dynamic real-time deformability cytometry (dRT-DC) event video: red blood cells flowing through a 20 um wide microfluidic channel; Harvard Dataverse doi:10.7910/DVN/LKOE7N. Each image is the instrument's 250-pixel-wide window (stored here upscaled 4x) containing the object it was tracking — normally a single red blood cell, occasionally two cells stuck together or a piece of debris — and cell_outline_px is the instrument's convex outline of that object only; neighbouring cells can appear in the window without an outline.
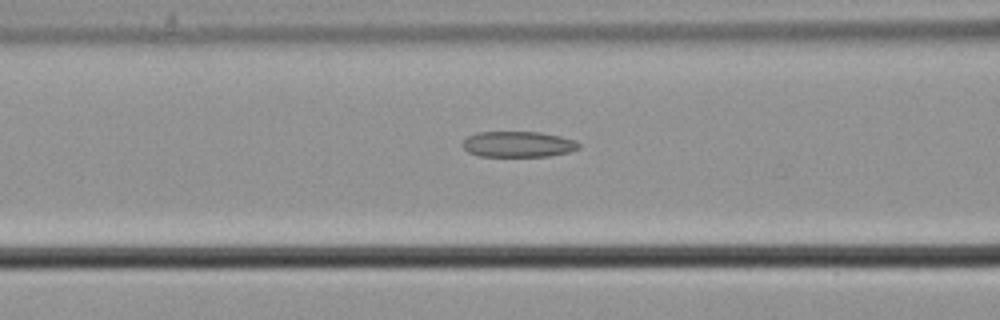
{"species": "common noctule bat (a hibernating species)", "species_latin": "Nyctalus noctula", "temperature_condition": "cold", "stored_images_in_passage": 8, "camera_frame_rate_fps": 3000, "um_per_image_px": 0.085, "animal": {"sex": "male", "body_mass_g": 21.5, "forearm_length_mm": 52.0}, "frame": {"image": 1, "passage_image": 7, "time_ms": 2.0, "image_size_px": [1000, 320], "cell_outline_px": [[580, 148], [568, 152], [548, 156], [480, 156], [468, 152], [460, 144], [468, 136], [476, 132], [540, 132], [560, 136], [576, 140], [580, 144]], "centroid_in_image_um": [44.03, 12.25], "position_along_channel_um": 122.6, "area_um2": 17.51}}